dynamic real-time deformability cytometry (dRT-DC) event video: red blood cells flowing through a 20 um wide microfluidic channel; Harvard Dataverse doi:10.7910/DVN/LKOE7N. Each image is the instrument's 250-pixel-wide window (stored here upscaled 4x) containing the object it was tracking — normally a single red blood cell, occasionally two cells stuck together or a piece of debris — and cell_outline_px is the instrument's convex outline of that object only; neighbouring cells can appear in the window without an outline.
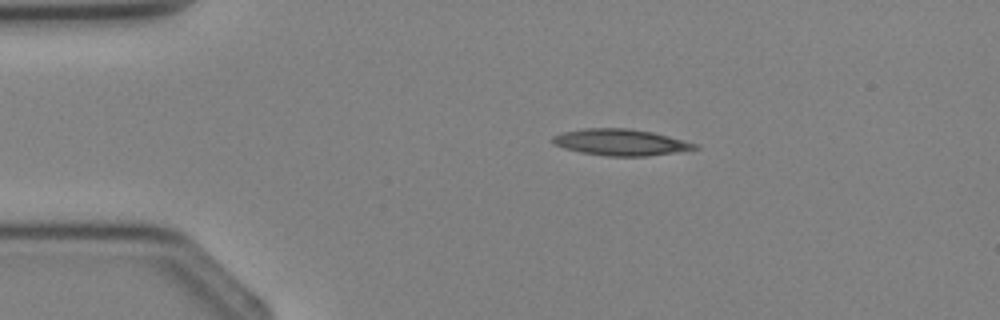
{"species": "Egyptian fruit bat (a non-hibernating species)", "species_latin": "Rousettus aegyptiacus", "temperature_condition": "cold", "stored_images_in_passage": 2, "camera_frame_rate_fps": 3000, "um_per_image_px": 0.085, "animal": {"sex": "female"}, "frame": {"image": 1, "passage_image": 2, "time_ms": 1.333, "image_size_px": [1000, 320], "cell_outline_px": [[700, 148], [676, 152], [648, 156], [608, 156], [580, 152], [564, 148], [556, 144], [552, 140], [552, 136], [560, 132], [584, 128], [628, 128], [652, 132], [668, 136], [696, 144]], "centroid_in_image_um": [52.72, 12.09], "position_along_channel_um": 32.3, "area_um2": 21.73}}